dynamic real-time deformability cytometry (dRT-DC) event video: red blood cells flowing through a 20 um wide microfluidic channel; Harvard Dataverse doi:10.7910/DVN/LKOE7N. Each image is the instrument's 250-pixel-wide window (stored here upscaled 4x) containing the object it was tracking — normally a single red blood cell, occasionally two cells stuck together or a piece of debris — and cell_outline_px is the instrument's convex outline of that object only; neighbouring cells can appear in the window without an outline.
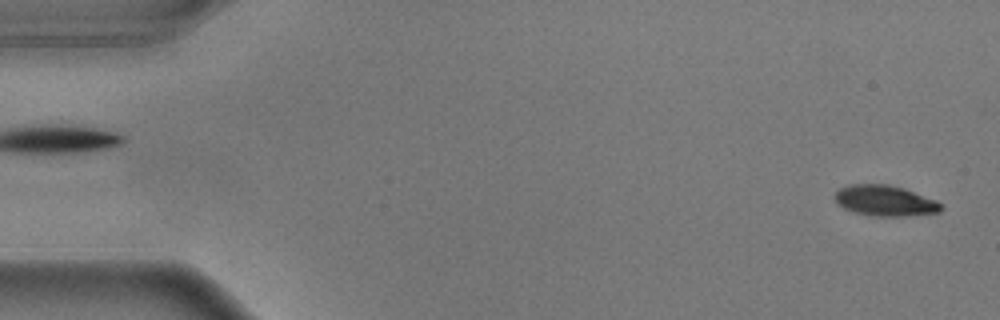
{"species": "common noctule bat (a hibernating species)", "species_latin": "Nyctalus noctula", "temperature_condition": "warm", "stored_images_in_passage": 55, "camera_frame_rate_fps": 3000, "um_per_image_px": 0.085, "animal": {"sex": "male", "body_mass_g": 17.9}, "frame": {"image": 1, "passage_image": 1, "time_ms": 0.0, "image_size_px": [1000, 320], "cell_outline_px": [[944, 208], [940, 212], [908, 216], [872, 216], [852, 212], [836, 204], [836, 192], [840, 188], [848, 184], [888, 184], [904, 188], [936, 200]], "centroid_in_image_um": [75.22, 17.06], "position_along_channel_um": 9.8, "area_um2": 19.13}}
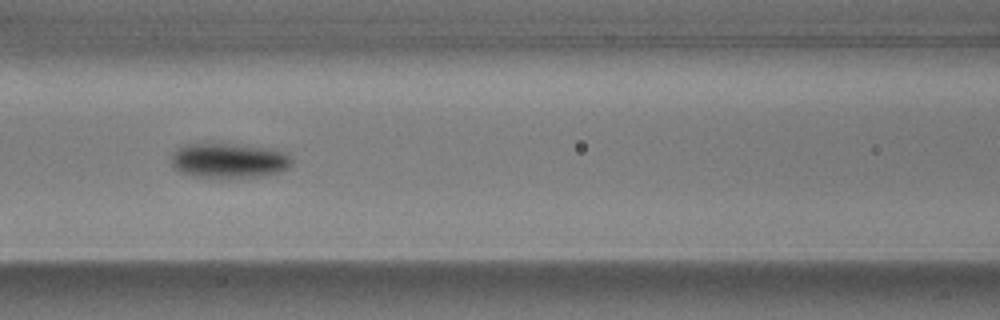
{"frame": {"image": 2, "passage_image": 23, "time_ms": 7.333, "image_size_px": [1000, 320], "cell_outline_px": [[292, 164], [288, 168], [280, 172], [260, 176], [192, 176], [180, 172], [172, 164], [172, 156], [176, 148], [188, 144], [228, 144], [264, 148], [284, 152], [292, 160]], "centroid_in_image_um": [19.44, 13.64], "position_along_channel_um": 147.2, "area_um2": 23.7}}
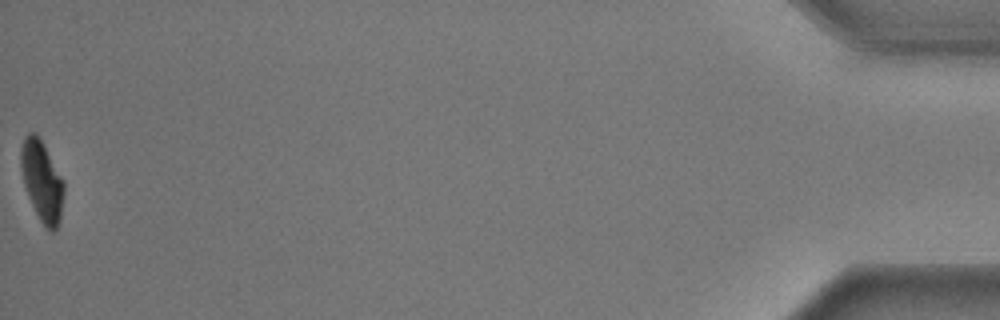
{"frame": {"image": 3, "passage_image": 55, "time_ms": 18.0, "image_size_px": [1000, 320], "cell_outline_px": [[64, 192], [60, 220], [56, 228], [52, 232], [40, 220], [32, 204], [24, 184], [20, 168], [20, 152], [24, 136], [28, 132], [36, 132], [40, 136], [64, 180]], "centroid_in_image_um": [3.56, 15.31], "position_along_channel_um": 431.6, "area_um2": 20.29}, "authors_computed_cell_mechanics": {"area_um2": 21.675, "velocity_mm_per_s": 3.6111, "shape_relaxation_time_tau1_ms": 1.8453, "shape_relaxation_time_tau2_ms": null, "deformation_change_tau1": 0.1797, "deformation_change_tau2": null}}